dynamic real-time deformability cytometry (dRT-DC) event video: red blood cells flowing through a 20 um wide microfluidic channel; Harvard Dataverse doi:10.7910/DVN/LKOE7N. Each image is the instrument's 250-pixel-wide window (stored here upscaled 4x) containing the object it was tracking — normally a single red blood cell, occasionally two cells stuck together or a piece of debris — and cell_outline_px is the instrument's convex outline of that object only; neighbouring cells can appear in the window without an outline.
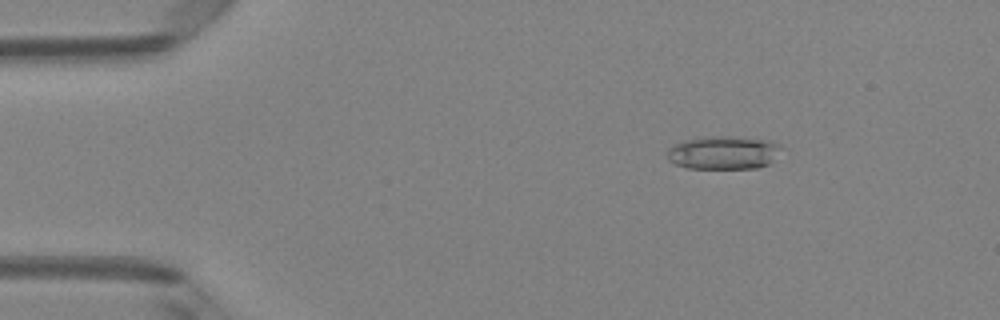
{"species": "Egyptian fruit bat (a non-hibernating species)", "species_latin": "Rousettus aegyptiacus", "temperature_condition": "room temperature", "stored_images_in_passage": 50, "camera_frame_rate_fps": 3000, "um_per_image_px": 0.085, "animal": {"sex": "female"}, "frame": {"image": 1, "passage_image": 8, "time_ms": 2.333, "image_size_px": [1000, 320], "cell_outline_px": [[784, 148], [768, 164], [756, 168], [688, 168], [676, 164], [668, 160], [668, 148], [684, 140], [712, 136], [732, 136], [768, 140], [780, 144]], "centroid_in_image_um": [61.53, 12.97], "position_along_channel_um": 23.5, "area_um2": 22.08}}
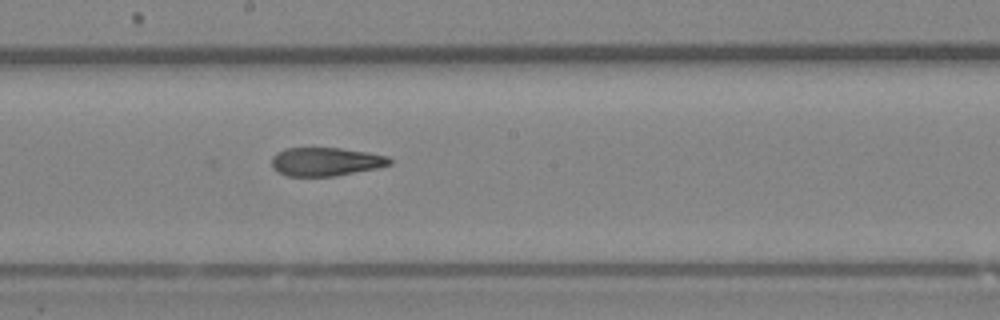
{"frame": {"image": 2, "passage_image": 28, "time_ms": 9.0, "image_size_px": [1000, 320], "cell_outline_px": [[392, 164], [376, 168], [336, 176], [288, 176], [276, 172], [272, 168], [272, 156], [276, 152], [284, 148], [340, 148], [368, 152], [388, 156], [392, 160]], "centroid_in_image_um": [27.66, 13.74], "position_along_channel_um": 220.5, "area_um2": 19.77}}
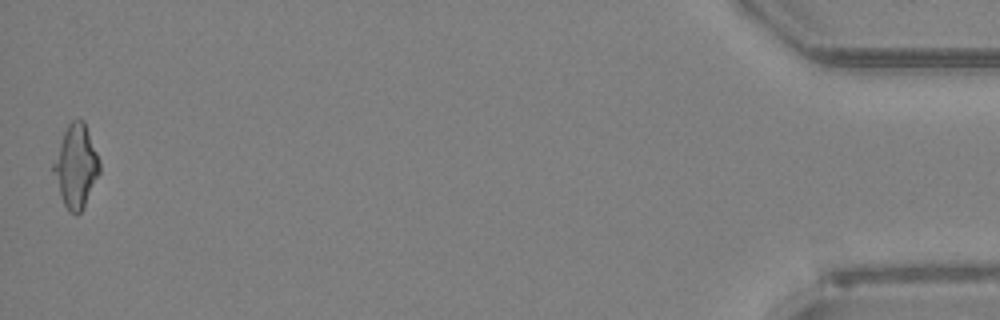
{"frame": {"image": 3, "passage_image": 50, "time_ms": 16.333, "image_size_px": [1000, 320], "cell_outline_px": [[100, 172], [84, 208], [76, 216], [68, 212], [60, 196], [52, 172], [52, 164], [64, 132], [68, 124], [72, 120], [84, 120], [100, 160]], "centroid_in_image_um": [6.46, 14.17], "position_along_channel_um": 428.7, "area_um2": 22.37}}